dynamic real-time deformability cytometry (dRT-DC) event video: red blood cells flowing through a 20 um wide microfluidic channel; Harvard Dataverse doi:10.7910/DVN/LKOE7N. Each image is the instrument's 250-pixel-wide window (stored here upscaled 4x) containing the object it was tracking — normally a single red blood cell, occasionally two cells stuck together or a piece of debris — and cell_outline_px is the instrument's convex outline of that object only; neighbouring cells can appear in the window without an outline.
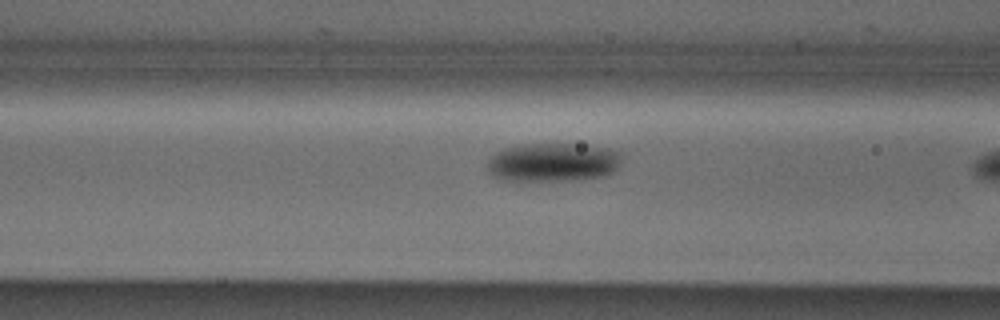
{"species": "Egyptian fruit bat (a non-hibernating species)", "species_latin": "Rousettus aegyptiacus", "temperature_condition": "cold", "stored_images_in_passage": 19, "camera_frame_rate_fps": 3000, "um_per_image_px": 0.085, "animal": {"sex": "male"}, "frame": {"image": 1, "passage_image": 18, "time_ms": 5.667, "image_size_px": [1000, 320], "cell_outline_px": [[624, 160], [620, 168], [616, 172], [604, 176], [580, 180], [504, 180], [492, 176], [488, 172], [488, 156], [504, 148], [520, 144], [572, 144], [608, 148], [624, 152]], "centroid_in_image_um": [47.08, 13.79], "position_along_channel_um": 119.5, "area_um2": 31.04}}